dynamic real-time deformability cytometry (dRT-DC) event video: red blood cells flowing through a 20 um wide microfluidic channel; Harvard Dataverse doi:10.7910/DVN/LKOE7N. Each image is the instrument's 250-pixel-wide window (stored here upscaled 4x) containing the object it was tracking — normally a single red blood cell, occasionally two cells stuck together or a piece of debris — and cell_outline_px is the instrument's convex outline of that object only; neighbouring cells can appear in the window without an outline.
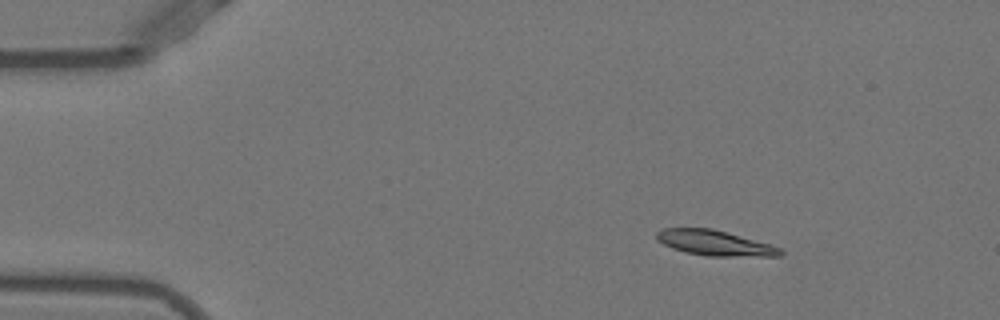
{"species": "Egyptian fruit bat (a non-hibernating species)", "species_latin": "Rousettus aegyptiacus", "temperature_condition": "warm", "stored_images_in_passage": 45, "camera_frame_rate_fps": 3000, "um_per_image_px": 0.085, "animal": {"sex": "female"}, "frame": {"image": 1, "passage_image": 1, "time_ms": 0.0, "image_size_px": [1000, 320], "cell_outline_px": [[784, 252], [780, 256], [704, 256], [684, 252], [672, 248], [656, 240], [656, 232], [664, 228], [712, 228], [768, 244], [780, 248]], "centroid_in_image_um": [60.7, 20.66], "position_along_channel_um": 24.3, "area_um2": 18.09}}
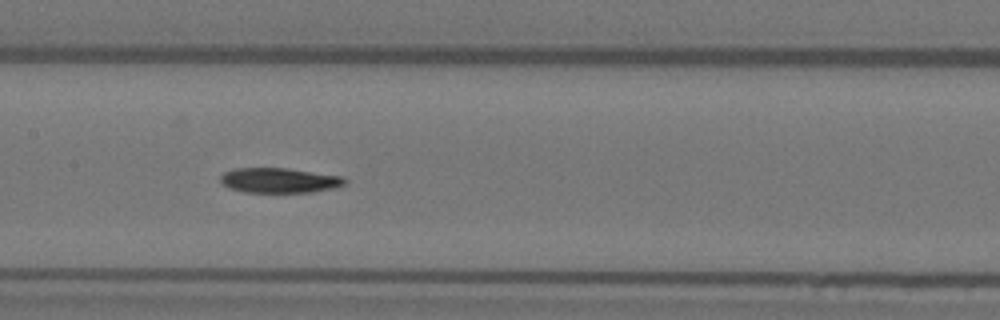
{"frame": {"image": 2, "passage_image": 19, "time_ms": 6.0, "image_size_px": [1000, 320], "cell_outline_px": [[348, 184], [336, 188], [312, 192], [244, 192], [228, 188], [220, 184], [220, 176], [224, 172], [232, 168], [284, 168], [344, 176], [348, 180]], "centroid_in_image_um": [23.76, 15.33], "position_along_channel_um": 183.6, "area_um2": 18.44}}
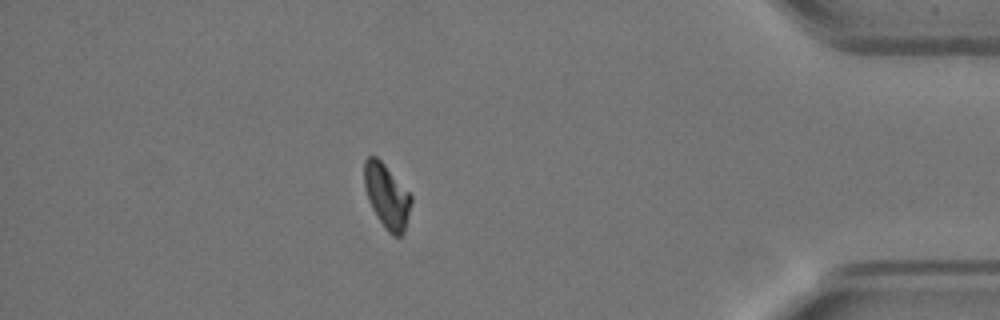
{"frame": {"image": 3, "passage_image": 39, "time_ms": 12.667, "image_size_px": [1000, 320], "cell_outline_px": [[412, 200], [404, 232], [400, 236], [392, 236], [388, 232], [376, 216], [368, 200], [364, 188], [364, 160], [368, 156], [376, 156], [384, 164], [412, 196]], "centroid_in_image_um": [32.86, 16.67], "position_along_channel_um": 402.3, "area_um2": 17.46}, "authors_computed_cell_mechanics": {"area_um2": 18.5538, "velocity_mm_per_s": 3.8977, "shape_relaxation_time_tau1_ms": 8.5076, "shape_relaxation_time_tau2_ms": null, "deformation_change_tau1": 0.2362, "deformation_change_tau2": null}}